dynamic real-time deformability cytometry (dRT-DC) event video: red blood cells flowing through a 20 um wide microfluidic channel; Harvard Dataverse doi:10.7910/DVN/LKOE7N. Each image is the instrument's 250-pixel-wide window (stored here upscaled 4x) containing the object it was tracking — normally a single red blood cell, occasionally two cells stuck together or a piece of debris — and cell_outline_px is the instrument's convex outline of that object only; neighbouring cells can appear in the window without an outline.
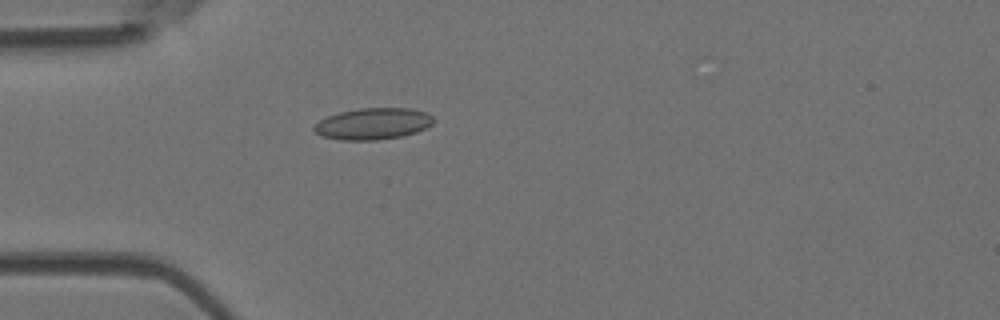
{"species": "Egyptian fruit bat (a non-hibernating species)", "species_latin": "Rousettus aegyptiacus", "temperature_condition": "room temperature", "stored_images_in_passage": 34, "camera_frame_rate_fps": 3000, "um_per_image_px": 0.085, "animal": {"sex": "female"}, "frame": {"image": 1, "passage_image": 3, "time_ms": 0.667, "image_size_px": [1000, 320], "cell_outline_px": [[436, 120], [432, 124], [416, 132], [404, 136], [376, 140], [340, 140], [320, 136], [312, 128], [320, 120], [328, 116], [340, 112], [360, 108], [412, 108], [424, 112], [432, 116]], "centroid_in_image_um": [31.71, 10.52], "position_along_channel_um": 53.3, "area_um2": 21.96}}
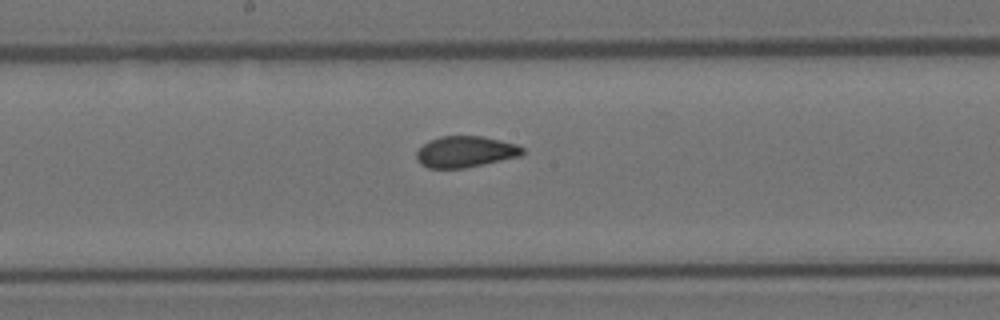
{"frame": {"image": 2, "passage_image": 16, "time_ms": 5.0, "image_size_px": [1000, 320], "cell_outline_px": [[524, 152], [520, 156], [464, 168], [428, 168], [420, 164], [416, 160], [416, 152], [428, 140], [440, 136], [484, 136], [516, 144], [524, 148]], "centroid_in_image_um": [39.53, 12.89], "position_along_channel_um": 208.7, "area_um2": 19.31}}
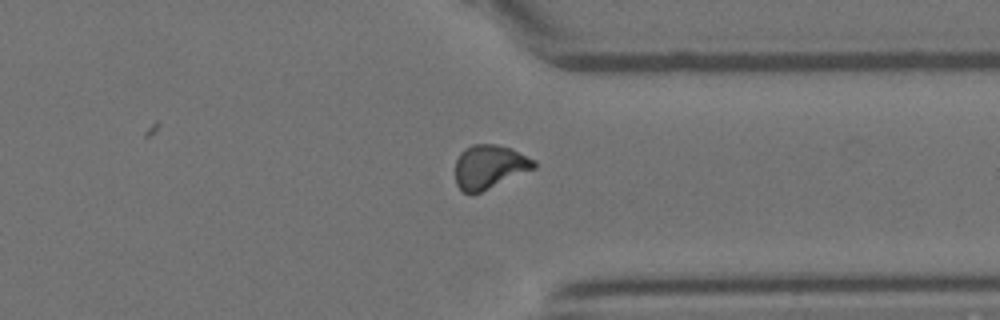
{"frame": {"image": 3, "passage_image": 29, "time_ms": 9.333, "image_size_px": [1000, 320], "cell_outline_px": [[536, 168], [480, 192], [464, 192], [456, 184], [456, 160], [460, 152], [464, 148], [472, 144], [496, 144], [512, 148], [536, 160]], "centroid_in_image_um": [41.62, 14.14], "position_along_channel_um": 369.8, "area_um2": 20.06}, "authors_computed_cell_mechanics": {"area_um2": 19.8543, "velocity_mm_per_s": 3.7591, "shape_relaxation_time_tau1_ms": null, "shape_relaxation_time_tau2_ms": 1.2425, "deformation_change_tau1": null, "deformation_change_tau2": 0.0521}}